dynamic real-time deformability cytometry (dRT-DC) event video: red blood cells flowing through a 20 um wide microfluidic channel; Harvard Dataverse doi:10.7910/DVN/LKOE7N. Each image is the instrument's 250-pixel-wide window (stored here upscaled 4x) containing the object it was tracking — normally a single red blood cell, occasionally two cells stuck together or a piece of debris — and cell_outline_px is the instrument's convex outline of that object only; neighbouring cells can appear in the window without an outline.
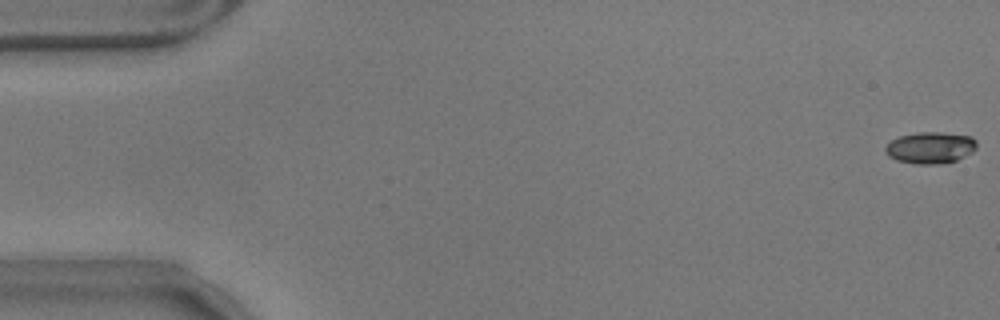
{"species": "common noctule bat (a hibernating species)", "species_latin": "Nyctalus noctula", "temperature_condition": "warm", "stored_images_in_passage": 10, "camera_frame_rate_fps": 3000, "um_per_image_px": 0.085, "animal": {"sex": "male", "body_mass_g": 17.9}, "frame": {"image": 1, "passage_image": 1, "time_ms": 0.0, "image_size_px": [1000, 320], "cell_outline_px": [[976, 148], [972, 152], [956, 160], [936, 164], [916, 164], [896, 160], [888, 156], [884, 152], [884, 148], [892, 140], [900, 136], [916, 132], [940, 132], [972, 136], [976, 140]], "centroid_in_image_um": [79.06, 12.55], "position_along_channel_um": 5.9, "area_um2": 16.82}}